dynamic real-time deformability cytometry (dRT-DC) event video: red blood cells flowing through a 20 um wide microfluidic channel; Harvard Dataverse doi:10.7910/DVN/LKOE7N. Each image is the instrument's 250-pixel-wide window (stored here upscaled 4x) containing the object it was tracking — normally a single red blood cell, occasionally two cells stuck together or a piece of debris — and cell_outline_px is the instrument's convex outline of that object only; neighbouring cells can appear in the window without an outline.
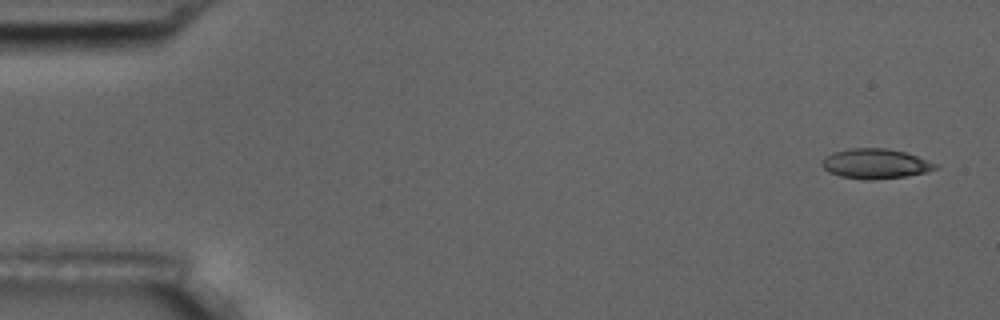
{"species": "common noctule bat (a hibernating species)", "species_latin": "Nyctalus noctula", "temperature_condition": "room temperature", "stored_images_in_passage": 5, "segment_of_instrument_passage": [1, 2], "camera_frame_rate_fps": 3000, "um_per_image_px": 0.085, "animal": {"sex": "male", "body_mass_g": 17.5, "forearm_length_mm": 52.3}, "frame": {"image": 1, "passage_image": 1, "time_ms": 0.0, "image_size_px": [1000, 320], "cell_outline_px": [[940, 168], [928, 172], [904, 176], [872, 180], [864, 180], [840, 176], [828, 172], [820, 164], [820, 160], [824, 156], [832, 152], [848, 148], [888, 148], [904, 152], [940, 164]], "centroid_in_image_um": [74.4, 13.91], "position_along_channel_um": 10.6, "area_um2": 20.11}}